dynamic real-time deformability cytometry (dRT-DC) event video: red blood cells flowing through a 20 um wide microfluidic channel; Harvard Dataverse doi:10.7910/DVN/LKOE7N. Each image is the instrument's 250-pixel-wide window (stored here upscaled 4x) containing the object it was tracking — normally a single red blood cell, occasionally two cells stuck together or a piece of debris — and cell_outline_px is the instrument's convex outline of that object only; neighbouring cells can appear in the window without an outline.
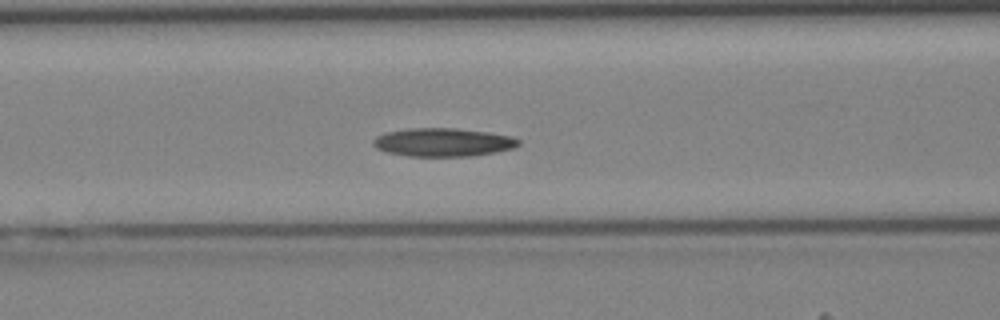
{"species": "Egyptian fruit bat (a non-hibernating species)", "species_latin": "Rousettus aegyptiacus", "temperature_condition": "cold", "stored_images_in_passage": 43, "camera_frame_rate_fps": 3000, "um_per_image_px": 0.085, "animal": {"sex": "female"}, "frame": {"image": 1, "passage_image": 17, "time_ms": 5.333, "image_size_px": [1000, 320], "cell_outline_px": [[520, 144], [512, 148], [496, 152], [472, 156], [408, 156], [388, 152], [376, 148], [372, 144], [372, 140], [376, 136], [384, 132], [408, 128], [456, 128], [488, 132], [512, 136], [520, 140]], "centroid_in_image_um": [37.64, 12.08], "position_along_channel_um": 129.0, "area_um2": 24.16}}
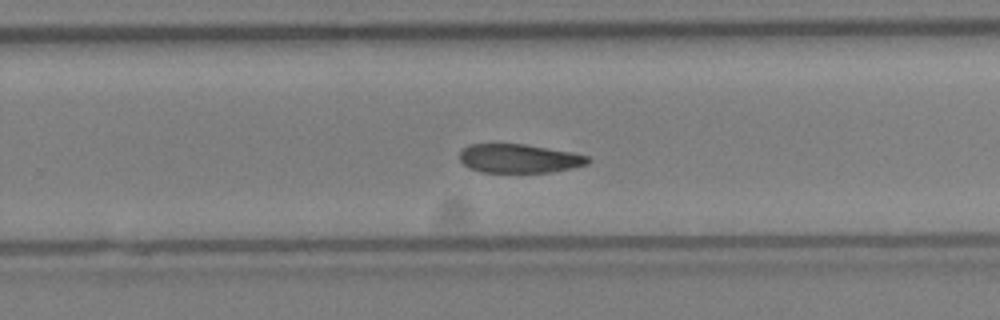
{"frame": {"image": 2, "passage_image": 27, "time_ms": 8.667, "image_size_px": [1000, 320], "cell_outline_px": [[592, 160], [588, 164], [552, 172], [480, 172], [468, 168], [460, 160], [460, 152], [468, 144], [524, 144], [572, 152], [588, 156]], "centroid_in_image_um": [44.13, 13.47], "position_along_channel_um": 285.7, "area_um2": 21.56}}
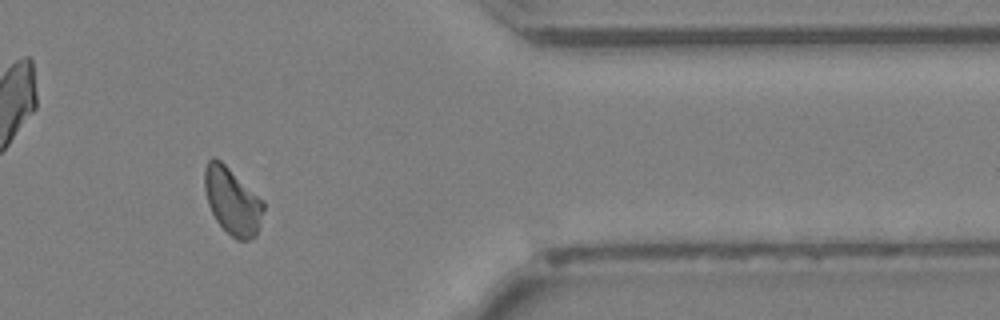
{"frame": {"image": 3, "passage_image": 35, "time_ms": 11.333, "image_size_px": [1000, 320], "cell_outline_px": [[264, 208], [260, 224], [256, 236], [248, 240], [236, 240], [216, 220], [208, 204], [204, 188], [204, 168], [208, 160], [212, 156], [220, 160], [264, 200]], "centroid_in_image_um": [19.75, 17.08], "position_along_channel_um": 391.7, "area_um2": 22.95}}